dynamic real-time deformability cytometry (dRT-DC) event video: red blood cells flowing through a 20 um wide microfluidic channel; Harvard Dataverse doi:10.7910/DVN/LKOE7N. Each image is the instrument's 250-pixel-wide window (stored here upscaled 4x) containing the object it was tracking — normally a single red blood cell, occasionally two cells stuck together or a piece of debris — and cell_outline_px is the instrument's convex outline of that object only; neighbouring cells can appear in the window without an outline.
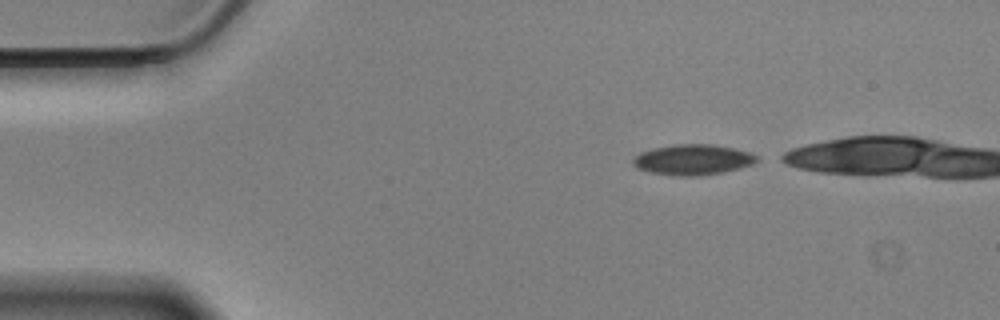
{"species": "Egyptian fruit bat (a non-hibernating species)", "species_latin": "Rousettus aegyptiacus", "temperature_condition": "cold", "stored_images_in_passage": 39, "camera_frame_rate_fps": 3000, "um_per_image_px": 0.085, "animal": {"sex": "male"}, "frame": {"image": 1, "passage_image": 1, "time_ms": 0.0, "image_size_px": [1000, 320], "cell_outline_px": [[760, 160], [752, 164], [740, 168], [724, 172], [696, 176], [672, 176], [648, 172], [636, 168], [632, 164], [632, 160], [640, 152], [652, 148], [676, 144], [716, 144], [736, 148], [760, 156]], "centroid_in_image_um": [58.9, 13.57], "position_along_channel_um": 26.1, "area_um2": 22.43}}
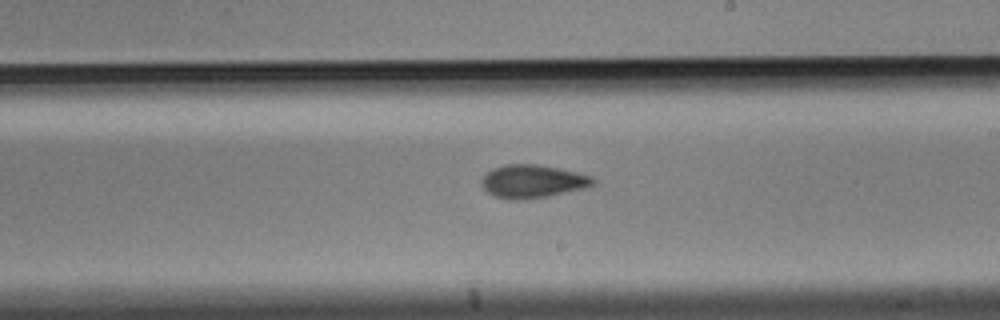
{"frame": {"image": 2, "passage_image": 25, "time_ms": 8.0, "image_size_px": [1000, 320], "cell_outline_px": [[596, 184], [588, 188], [548, 196], [524, 200], [508, 200], [496, 196], [488, 192], [484, 188], [480, 180], [492, 168], [504, 164], [536, 164], [560, 168], [592, 176], [596, 180]], "centroid_in_image_um": [45.31, 15.42], "position_along_channel_um": 243.7, "area_um2": 21.79}}
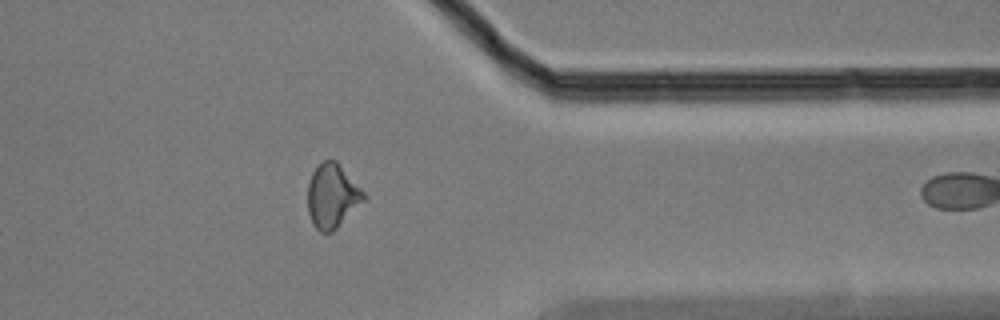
{"frame": {"image": 3, "passage_image": 38, "time_ms": 12.333, "image_size_px": [1000, 320], "cell_outline_px": [[368, 196], [332, 232], [320, 232], [312, 224], [308, 212], [308, 184], [312, 172], [324, 160], [336, 160]], "centroid_in_image_um": [28.23, 16.65], "position_along_channel_um": 383.2, "area_um2": 20.69}}